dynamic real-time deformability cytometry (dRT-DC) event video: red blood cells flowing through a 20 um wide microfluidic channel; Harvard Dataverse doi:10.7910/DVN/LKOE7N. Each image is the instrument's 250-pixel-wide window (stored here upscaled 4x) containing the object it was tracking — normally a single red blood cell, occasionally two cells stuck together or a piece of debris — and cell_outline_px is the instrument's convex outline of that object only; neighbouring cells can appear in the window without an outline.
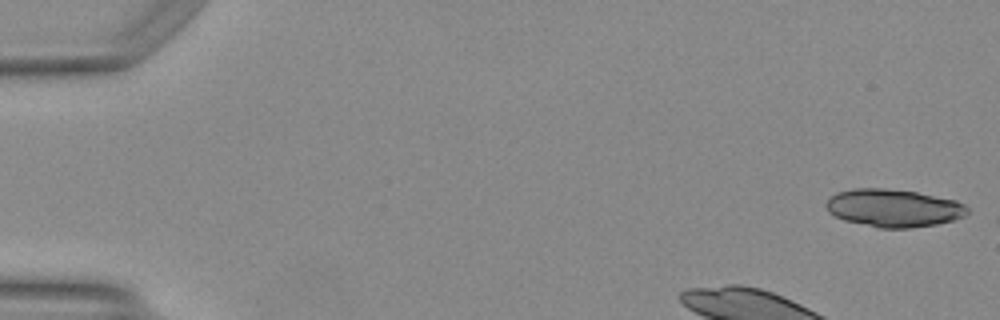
{"species": "Egyptian fruit bat (a non-hibernating species)", "species_latin": "Rousettus aegyptiacus", "temperature_condition": "warm", "stored_images_in_passage": 46, "camera_frame_rate_fps": 3000, "um_per_image_px": 0.085, "animal": {"sex": "female"}, "frame": {"image": 1, "passage_image": 1, "time_ms": 0.0, "image_size_px": [1000, 320], "cell_outline_px": [[968, 212], [964, 216], [952, 220], [936, 224], [908, 228], [880, 228], [844, 220], [828, 212], [824, 204], [828, 196], [836, 192], [852, 188], [884, 188], [916, 192], [956, 200], [964, 204], [968, 208]], "centroid_in_image_um": [75.9, 17.67], "position_along_channel_um": 9.1, "area_um2": 31.21}}